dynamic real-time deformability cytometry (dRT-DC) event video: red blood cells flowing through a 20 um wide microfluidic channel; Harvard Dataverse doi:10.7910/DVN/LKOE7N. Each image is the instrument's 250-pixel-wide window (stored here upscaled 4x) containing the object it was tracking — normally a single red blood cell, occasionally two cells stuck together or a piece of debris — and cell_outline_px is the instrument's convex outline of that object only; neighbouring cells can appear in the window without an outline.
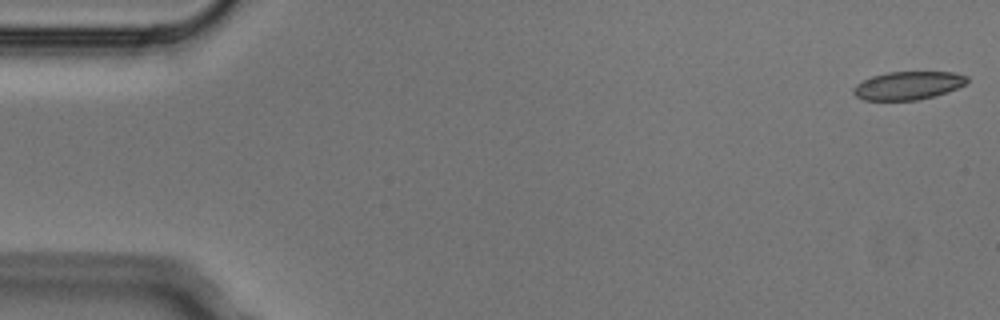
{"species": "Egyptian fruit bat (a non-hibernating species)", "species_latin": "Rousettus aegyptiacus", "temperature_condition": "cold", "stored_images_in_passage": 5, "camera_frame_rate_fps": 3000, "um_per_image_px": 0.085, "animal": {"sex": "male"}, "frame": {"image": 1, "passage_image": 1, "time_ms": 0.0, "image_size_px": [1000, 320], "cell_outline_px": [[968, 80], [964, 84], [956, 88], [932, 96], [916, 100], [864, 100], [856, 96], [852, 92], [852, 88], [856, 84], [872, 76], [888, 72], [952, 72], [968, 76]], "centroid_in_image_um": [77.14, 7.26], "position_along_channel_um": 7.9, "area_um2": 18.44}}
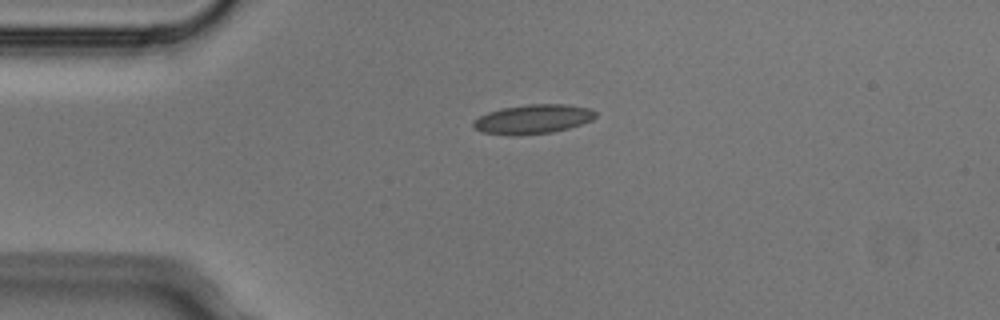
{"frame": {"image": 2, "passage_image": 4, "time_ms": 1.0, "image_size_px": [1000, 320], "cell_outline_px": [[596, 116], [592, 120], [568, 128], [552, 132], [508, 136], [480, 132], [472, 124], [472, 120], [488, 112], [500, 108], [528, 104], [568, 104], [588, 108], [596, 112]], "centroid_in_image_um": [45.26, 10.12], "position_along_channel_um": 39.7, "area_um2": 20.92}}